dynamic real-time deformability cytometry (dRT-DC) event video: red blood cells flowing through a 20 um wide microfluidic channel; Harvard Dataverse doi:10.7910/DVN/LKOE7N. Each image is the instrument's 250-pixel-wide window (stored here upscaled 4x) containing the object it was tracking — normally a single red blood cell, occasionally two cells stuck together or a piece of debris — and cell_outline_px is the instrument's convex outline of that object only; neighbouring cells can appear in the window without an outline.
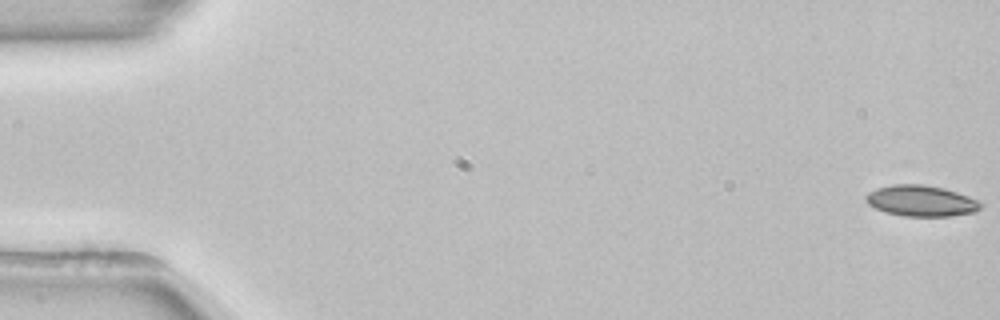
{"species": "common noctule bat (a hibernating species)", "species_latin": "Nyctalus noctula", "temperature_condition": "room temperature", "stored_images_in_passage": 54, "camera_frame_rate_fps": 3000, "um_per_image_px": 0.085, "animal": {"sex": "female", "body_mass_g": 22.7, "forearm_length_mm": 54.2}, "frame": {"image": 1, "passage_image": 1, "time_ms": 0.0, "image_size_px": [1000, 320], "cell_outline_px": [[984, 204], [976, 212], [952, 216], [904, 216], [888, 212], [876, 208], [868, 204], [864, 200], [864, 196], [868, 192], [876, 188], [892, 184], [920, 184], [944, 188], [984, 200]], "centroid_in_image_um": [78.36, 17.06], "position_along_channel_um": 6.6, "area_um2": 21.1}}
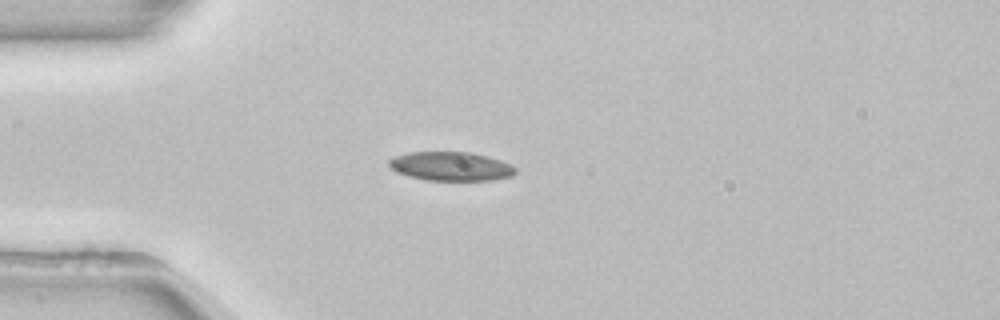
{"frame": {"image": 2, "passage_image": 15, "time_ms": 4.667, "image_size_px": [1000, 320], "cell_outline_px": [[516, 172], [512, 176], [492, 180], [424, 180], [408, 176], [396, 172], [388, 164], [388, 160], [392, 156], [408, 152], [472, 152], [488, 156], [512, 164], [516, 168]], "centroid_in_image_um": [38.31, 14.13], "position_along_channel_um": 46.7, "area_um2": 21.56}}
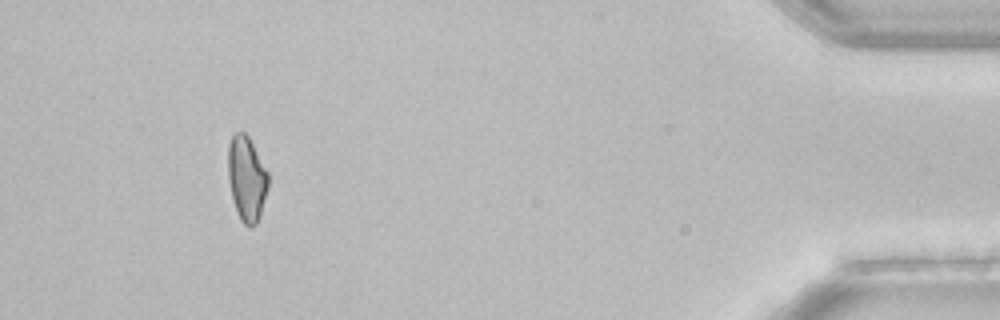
{"frame": {"image": 3, "passage_image": 50, "time_ms": 16.333, "image_size_px": [1000, 320], "cell_outline_px": [[268, 188], [260, 216], [256, 224], [248, 228], [240, 220], [236, 212], [228, 180], [228, 144], [232, 136], [236, 132], [244, 132], [248, 136], [268, 172]], "centroid_in_image_um": [20.96, 15.2], "position_along_channel_um": 414.2, "area_um2": 19.94}}